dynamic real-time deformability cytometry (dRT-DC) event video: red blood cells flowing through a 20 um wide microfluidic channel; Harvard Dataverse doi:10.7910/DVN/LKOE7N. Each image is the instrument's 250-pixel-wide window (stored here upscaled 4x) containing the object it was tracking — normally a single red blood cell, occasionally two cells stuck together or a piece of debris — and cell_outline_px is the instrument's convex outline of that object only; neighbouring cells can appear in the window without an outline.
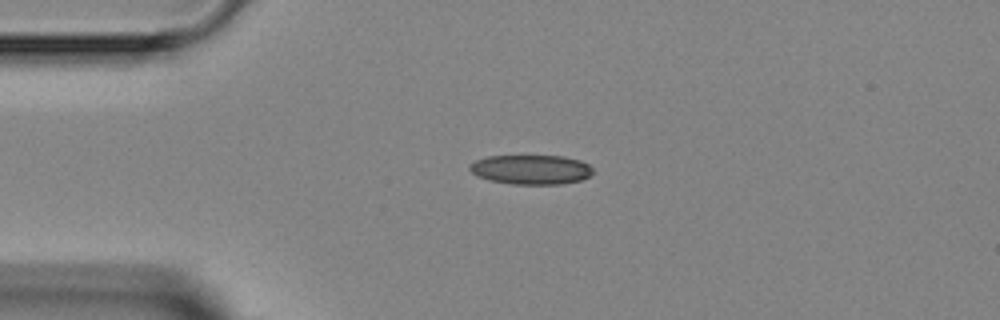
{"species": "Egyptian fruit bat (a non-hibernating species)", "species_latin": "Rousettus aegyptiacus", "temperature_condition": "room temperature", "stored_images_in_passage": 3, "camera_frame_rate_fps": 3000, "um_per_image_px": 0.085, "animal": {"sex": "female"}, "frame": {"image": 1, "passage_image": 2, "time_ms": 1.333, "image_size_px": [1000, 320], "cell_outline_px": [[596, 172], [580, 180], [564, 184], [512, 184], [488, 180], [476, 176], [468, 168], [468, 164], [476, 160], [488, 156], [564, 156], [580, 160], [588, 164]], "centroid_in_image_um": [45.13, 14.41], "position_along_channel_um": 39.9, "area_um2": 21.39}}